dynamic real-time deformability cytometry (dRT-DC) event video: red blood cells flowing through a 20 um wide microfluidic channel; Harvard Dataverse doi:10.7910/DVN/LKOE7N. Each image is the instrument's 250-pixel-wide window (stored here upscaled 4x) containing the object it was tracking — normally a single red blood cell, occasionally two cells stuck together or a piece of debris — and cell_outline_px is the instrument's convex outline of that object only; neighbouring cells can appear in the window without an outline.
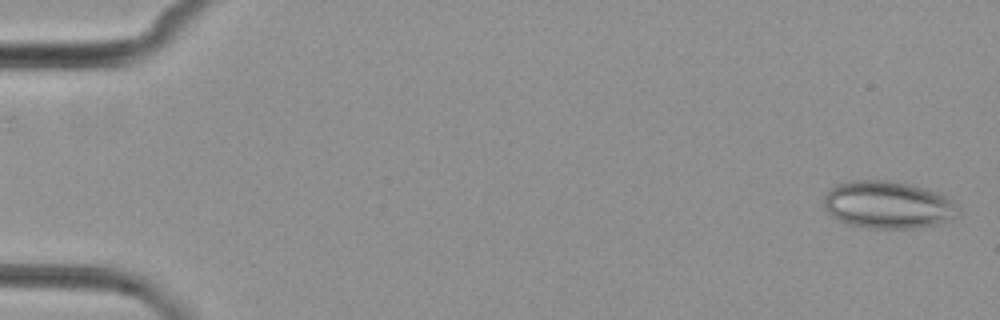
{"species": "common noctule bat (a hibernating species)", "species_latin": "Nyctalus noctula", "temperature_condition": "cold", "stored_images_in_passage": 5, "camera_frame_rate_fps": 3000, "um_per_image_px": 0.085, "animal": {"sex": "female", "body_mass_g": 29.2, "forearm_length_mm": 56.3}, "frame": {"image": 1, "passage_image": 5, "time_ms": 4.667, "image_size_px": [1000, 320], "cell_outline_px": [[960, 212], [952, 220], [936, 224], [916, 228], [868, 228], [848, 224], [832, 216], [824, 208], [824, 196], [836, 184], [852, 180], [888, 180], [908, 184], [924, 188], [936, 192], [944, 196]], "centroid_in_image_um": [75.43, 17.41], "position_along_channel_um": 9.6, "area_um2": 36.82}}